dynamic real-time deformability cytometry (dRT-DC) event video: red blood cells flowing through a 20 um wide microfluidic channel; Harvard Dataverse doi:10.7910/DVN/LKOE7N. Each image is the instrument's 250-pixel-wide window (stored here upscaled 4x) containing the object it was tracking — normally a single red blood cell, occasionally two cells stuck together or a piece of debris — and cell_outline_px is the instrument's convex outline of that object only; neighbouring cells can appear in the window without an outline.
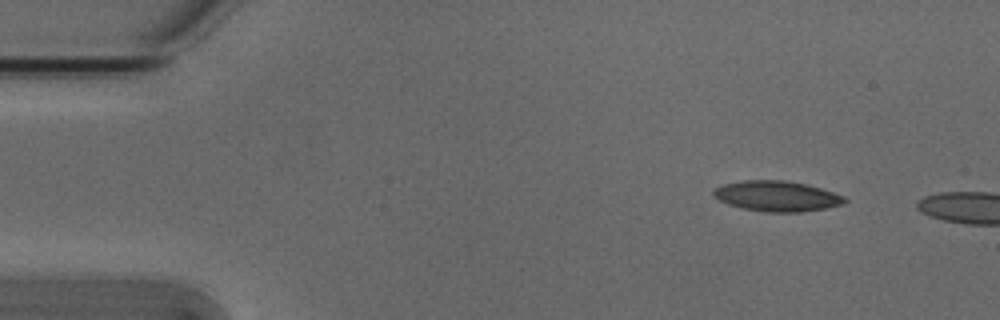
{"species": "Egyptian fruit bat (a non-hibernating species)", "species_latin": "Rousettus aegyptiacus", "temperature_condition": "cold", "stored_images_in_passage": 2, "camera_frame_rate_fps": 3000, "um_per_image_px": 0.085, "animal": {"sex": "male"}, "frame": {"image": 1, "passage_image": 1, "time_ms": 0.0, "image_size_px": [1000, 320], "cell_outline_px": [[848, 200], [844, 204], [824, 208], [800, 212], [768, 212], [740, 208], [728, 204], [712, 196], [712, 192], [716, 188], [724, 184], [744, 180], [784, 180], [804, 184], [820, 188], [844, 196]], "centroid_in_image_um": [66.02, 16.67], "position_along_channel_um": 19.0, "area_um2": 23.12}}